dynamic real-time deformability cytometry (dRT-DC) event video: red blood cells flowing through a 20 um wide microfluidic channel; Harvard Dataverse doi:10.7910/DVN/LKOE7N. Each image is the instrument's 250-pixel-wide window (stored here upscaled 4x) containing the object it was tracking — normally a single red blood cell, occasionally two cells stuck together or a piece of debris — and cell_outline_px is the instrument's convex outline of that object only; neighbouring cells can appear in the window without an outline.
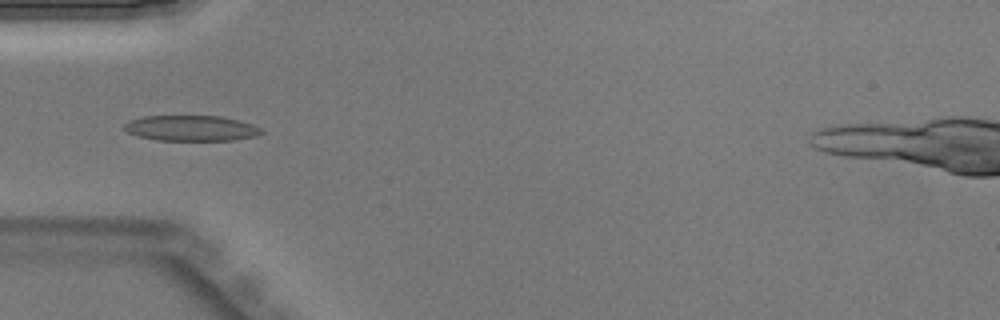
{"species": "Egyptian fruit bat (a non-hibernating species)", "species_latin": "Rousettus aegyptiacus", "temperature_condition": "warm", "stored_images_in_passage": 32, "segment_of_instrument_passage": [1, 2], "camera_frame_rate_fps": 3000, "um_per_image_px": 0.085, "animal": {"sex": "male"}, "frame": {"image": 1, "passage_image": 1, "time_ms": 0.0, "image_size_px": [1000, 320], "cell_outline_px": [[264, 132], [256, 136], [232, 140], [156, 140], [140, 136], [128, 132], [124, 128], [124, 124], [128, 120], [144, 116], [220, 116], [252, 124], [260, 128]], "centroid_in_image_um": [16.23, 10.89], "position_along_channel_um": 68.8, "area_um2": 20.23}}
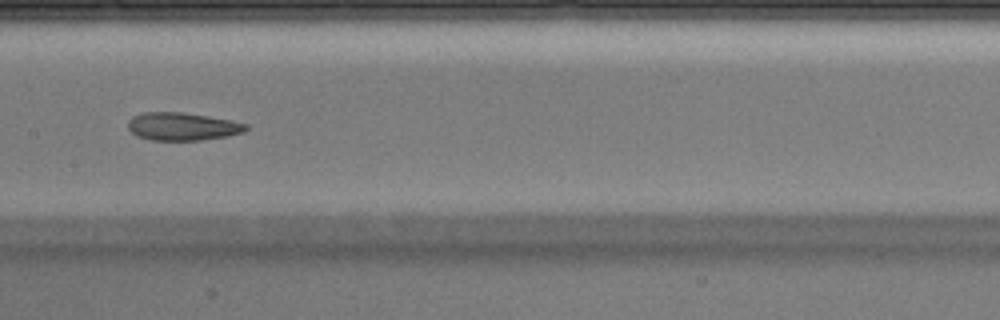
{"frame": {"image": 2, "passage_image": 9, "time_ms": 2.667, "image_size_px": [1000, 320], "cell_outline_px": [[248, 128], [244, 132], [228, 136], [200, 140], [152, 140], [136, 136], [128, 128], [128, 120], [132, 116], [144, 112], [180, 112], [208, 116], [248, 124]], "centroid_in_image_um": [15.48, 10.75], "position_along_channel_um": 191.9, "area_um2": 19.13}}
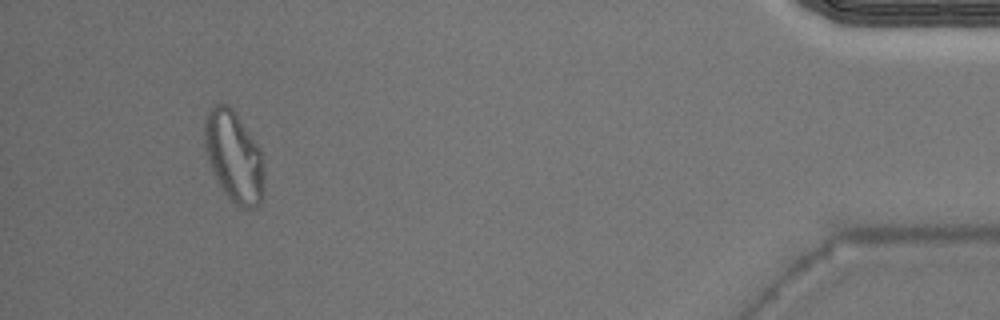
{"frame": {"image": 3, "passage_image": 28, "time_ms": 9.0, "image_size_px": [1000, 320], "cell_outline_px": [[264, 196], [260, 204], [252, 208], [244, 208], [236, 204], [224, 192], [212, 168], [204, 148], [204, 120], [212, 104], [228, 104], [232, 108], [260, 148], [264, 160]], "centroid_in_image_um": [19.91, 13.3], "position_along_channel_um": 415.3, "area_um2": 31.62}}